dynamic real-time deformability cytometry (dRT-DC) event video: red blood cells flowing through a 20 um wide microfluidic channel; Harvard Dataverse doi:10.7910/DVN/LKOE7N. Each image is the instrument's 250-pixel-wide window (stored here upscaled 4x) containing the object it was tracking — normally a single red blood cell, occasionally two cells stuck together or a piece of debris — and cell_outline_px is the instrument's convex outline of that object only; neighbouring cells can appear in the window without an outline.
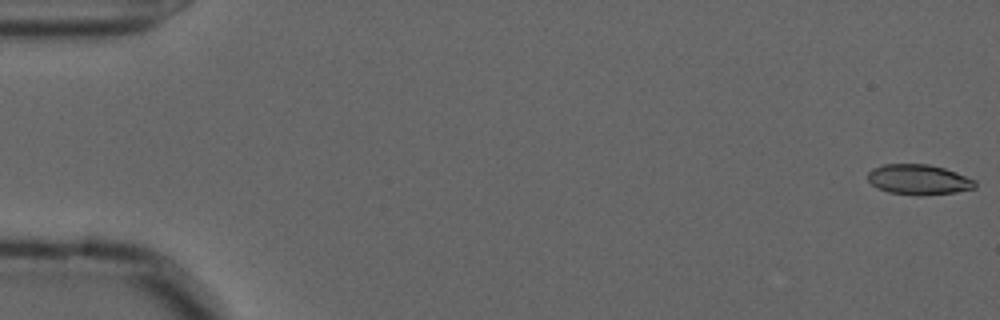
{"species": "common noctule bat (a hibernating species)", "species_latin": "Nyctalus noctula", "temperature_condition": "cold", "stored_images_in_passage": 56, "camera_frame_rate_fps": 3000, "um_per_image_px": 0.085, "animal": {"sex": "male", "forearm_length_mm": 52.5}, "frame": {"image": 1, "passage_image": 1, "time_ms": 0.0, "image_size_px": [1000, 320], "cell_outline_px": [[976, 188], [956, 192], [920, 196], [888, 192], [876, 188], [868, 180], [868, 172], [872, 168], [884, 164], [928, 164], [944, 168], [956, 172], [976, 180]], "centroid_in_image_um": [78.09, 15.27], "position_along_channel_um": 6.9, "area_um2": 19.07}}
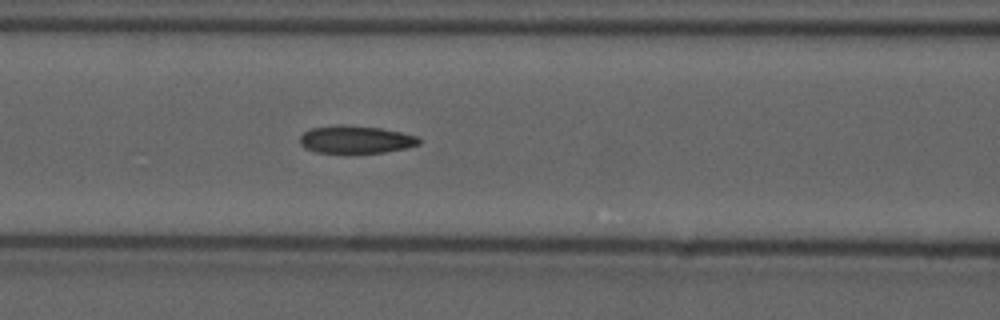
{"frame": {"image": 2, "passage_image": 24, "time_ms": 7.667, "image_size_px": [1000, 320], "cell_outline_px": [[420, 144], [408, 148], [384, 152], [316, 152], [304, 148], [300, 144], [300, 136], [304, 132], [312, 128], [344, 124], [380, 128], [400, 132], [416, 136], [420, 140]], "centroid_in_image_um": [30.23, 11.85], "position_along_channel_um": 136.4, "area_um2": 19.02}}
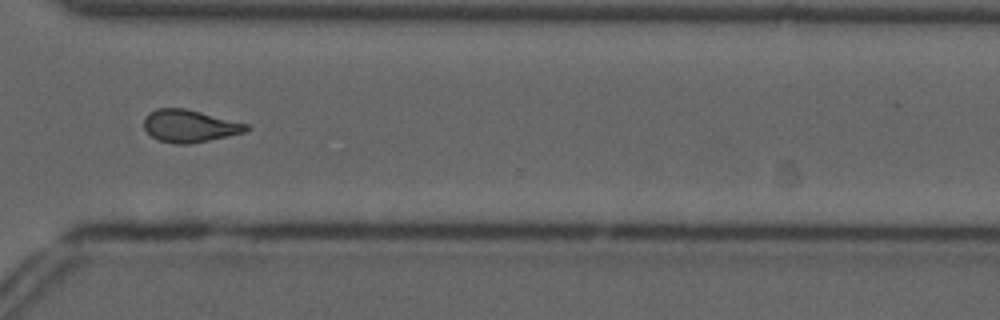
{"frame": {"image": 3, "passage_image": 42, "time_ms": 13.667, "image_size_px": [1000, 320], "cell_outline_px": [[248, 128], [244, 132], [208, 140], [188, 144], [176, 144], [160, 140], [152, 136], [144, 128], [144, 120], [148, 112], [156, 108], [184, 108], [248, 124]], "centroid_in_image_um": [16.07, 10.7], "position_along_channel_um": 354.5, "area_um2": 18.96}, "authors_computed_cell_mechanics": {"area_um2": 19.2474, "velocity_mm_per_s": 3.6366, "shape_relaxation_time_tau1_ms": null, "shape_relaxation_time_tau2_ms": 3.7494, "deformation_change_tau1": null, "deformation_change_tau2": 0.1087}}